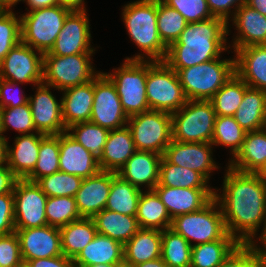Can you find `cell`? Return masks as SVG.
I'll use <instances>...</instances> for the list:
<instances>
[{
	"label": "cell",
	"instance_id": "e7e4bbea",
	"mask_svg": "<svg viewBox=\"0 0 266 267\" xmlns=\"http://www.w3.org/2000/svg\"><path fill=\"white\" fill-rule=\"evenodd\" d=\"M22 0H0L1 9H12V7Z\"/></svg>",
	"mask_w": 266,
	"mask_h": 267
},
{
	"label": "cell",
	"instance_id": "db71d44e",
	"mask_svg": "<svg viewBox=\"0 0 266 267\" xmlns=\"http://www.w3.org/2000/svg\"><path fill=\"white\" fill-rule=\"evenodd\" d=\"M207 3L212 15L223 19L227 23V35H230L229 20L231 16H234L235 11L246 3V0H207ZM231 9L233 10L231 11Z\"/></svg>",
	"mask_w": 266,
	"mask_h": 267
},
{
	"label": "cell",
	"instance_id": "b9f144b4",
	"mask_svg": "<svg viewBox=\"0 0 266 267\" xmlns=\"http://www.w3.org/2000/svg\"><path fill=\"white\" fill-rule=\"evenodd\" d=\"M66 132L94 157L100 159L109 130L89 121L73 124Z\"/></svg>",
	"mask_w": 266,
	"mask_h": 267
},
{
	"label": "cell",
	"instance_id": "60d3db41",
	"mask_svg": "<svg viewBox=\"0 0 266 267\" xmlns=\"http://www.w3.org/2000/svg\"><path fill=\"white\" fill-rule=\"evenodd\" d=\"M59 134L43 135L40 141L39 156L34 170L25 178L37 182L40 178L59 171Z\"/></svg>",
	"mask_w": 266,
	"mask_h": 267
},
{
	"label": "cell",
	"instance_id": "94428289",
	"mask_svg": "<svg viewBox=\"0 0 266 267\" xmlns=\"http://www.w3.org/2000/svg\"><path fill=\"white\" fill-rule=\"evenodd\" d=\"M8 138L0 135V166L7 164V144Z\"/></svg>",
	"mask_w": 266,
	"mask_h": 267
},
{
	"label": "cell",
	"instance_id": "7c38bea8",
	"mask_svg": "<svg viewBox=\"0 0 266 267\" xmlns=\"http://www.w3.org/2000/svg\"><path fill=\"white\" fill-rule=\"evenodd\" d=\"M90 122L109 131L125 127L128 116L113 82L100 72L94 78V100Z\"/></svg>",
	"mask_w": 266,
	"mask_h": 267
},
{
	"label": "cell",
	"instance_id": "277c9868",
	"mask_svg": "<svg viewBox=\"0 0 266 267\" xmlns=\"http://www.w3.org/2000/svg\"><path fill=\"white\" fill-rule=\"evenodd\" d=\"M174 70L188 100H210L234 75L235 56L222 60L217 58Z\"/></svg>",
	"mask_w": 266,
	"mask_h": 267
},
{
	"label": "cell",
	"instance_id": "484cf974",
	"mask_svg": "<svg viewBox=\"0 0 266 267\" xmlns=\"http://www.w3.org/2000/svg\"><path fill=\"white\" fill-rule=\"evenodd\" d=\"M42 133L24 134L15 137L13 147L7 144V165L19 178L25 179L35 168Z\"/></svg>",
	"mask_w": 266,
	"mask_h": 267
},
{
	"label": "cell",
	"instance_id": "7a4b0ae2",
	"mask_svg": "<svg viewBox=\"0 0 266 267\" xmlns=\"http://www.w3.org/2000/svg\"><path fill=\"white\" fill-rule=\"evenodd\" d=\"M227 36V23L221 18L190 22L167 48L164 62L172 69H183L221 58L229 49Z\"/></svg>",
	"mask_w": 266,
	"mask_h": 267
},
{
	"label": "cell",
	"instance_id": "83f0119b",
	"mask_svg": "<svg viewBox=\"0 0 266 267\" xmlns=\"http://www.w3.org/2000/svg\"><path fill=\"white\" fill-rule=\"evenodd\" d=\"M123 262V244L99 233L73 259L74 267L98 264H121Z\"/></svg>",
	"mask_w": 266,
	"mask_h": 267
},
{
	"label": "cell",
	"instance_id": "836d02e7",
	"mask_svg": "<svg viewBox=\"0 0 266 267\" xmlns=\"http://www.w3.org/2000/svg\"><path fill=\"white\" fill-rule=\"evenodd\" d=\"M61 234V249L64 256L72 260L83 250L97 234L92 218L81 217L59 228Z\"/></svg>",
	"mask_w": 266,
	"mask_h": 267
},
{
	"label": "cell",
	"instance_id": "3957f363",
	"mask_svg": "<svg viewBox=\"0 0 266 267\" xmlns=\"http://www.w3.org/2000/svg\"><path fill=\"white\" fill-rule=\"evenodd\" d=\"M122 11L123 23L129 38L141 52L124 60L164 61L167 47L158 34L157 0L129 2L124 5Z\"/></svg>",
	"mask_w": 266,
	"mask_h": 267
},
{
	"label": "cell",
	"instance_id": "6125c7cd",
	"mask_svg": "<svg viewBox=\"0 0 266 267\" xmlns=\"http://www.w3.org/2000/svg\"><path fill=\"white\" fill-rule=\"evenodd\" d=\"M246 4L266 16V0H246Z\"/></svg>",
	"mask_w": 266,
	"mask_h": 267
},
{
	"label": "cell",
	"instance_id": "89a4df30",
	"mask_svg": "<svg viewBox=\"0 0 266 267\" xmlns=\"http://www.w3.org/2000/svg\"><path fill=\"white\" fill-rule=\"evenodd\" d=\"M0 135H2V128H1V109H0Z\"/></svg>",
	"mask_w": 266,
	"mask_h": 267
},
{
	"label": "cell",
	"instance_id": "ba28073f",
	"mask_svg": "<svg viewBox=\"0 0 266 267\" xmlns=\"http://www.w3.org/2000/svg\"><path fill=\"white\" fill-rule=\"evenodd\" d=\"M113 70L103 73L115 85L128 118L150 110L146 95L147 60H125Z\"/></svg>",
	"mask_w": 266,
	"mask_h": 267
},
{
	"label": "cell",
	"instance_id": "7402d4cb",
	"mask_svg": "<svg viewBox=\"0 0 266 267\" xmlns=\"http://www.w3.org/2000/svg\"><path fill=\"white\" fill-rule=\"evenodd\" d=\"M232 19V25L237 30V35L233 37L232 47L234 53L239 49L252 45H266V16L251 8L246 3L242 4L236 11Z\"/></svg>",
	"mask_w": 266,
	"mask_h": 267
},
{
	"label": "cell",
	"instance_id": "8d00e7d4",
	"mask_svg": "<svg viewBox=\"0 0 266 267\" xmlns=\"http://www.w3.org/2000/svg\"><path fill=\"white\" fill-rule=\"evenodd\" d=\"M240 243L220 239L192 246L190 267H218Z\"/></svg>",
	"mask_w": 266,
	"mask_h": 267
},
{
	"label": "cell",
	"instance_id": "e575fe53",
	"mask_svg": "<svg viewBox=\"0 0 266 267\" xmlns=\"http://www.w3.org/2000/svg\"><path fill=\"white\" fill-rule=\"evenodd\" d=\"M143 189L123 180L116 172H112V184L105 209L125 215L136 216L138 201Z\"/></svg>",
	"mask_w": 266,
	"mask_h": 267
},
{
	"label": "cell",
	"instance_id": "d4e9b609",
	"mask_svg": "<svg viewBox=\"0 0 266 267\" xmlns=\"http://www.w3.org/2000/svg\"><path fill=\"white\" fill-rule=\"evenodd\" d=\"M61 97L62 118L66 129L73 124L90 121L94 100V79L64 89Z\"/></svg>",
	"mask_w": 266,
	"mask_h": 267
},
{
	"label": "cell",
	"instance_id": "f35d334b",
	"mask_svg": "<svg viewBox=\"0 0 266 267\" xmlns=\"http://www.w3.org/2000/svg\"><path fill=\"white\" fill-rule=\"evenodd\" d=\"M190 243L173 229L162 231L161 258L168 267H190Z\"/></svg>",
	"mask_w": 266,
	"mask_h": 267
},
{
	"label": "cell",
	"instance_id": "8fae6325",
	"mask_svg": "<svg viewBox=\"0 0 266 267\" xmlns=\"http://www.w3.org/2000/svg\"><path fill=\"white\" fill-rule=\"evenodd\" d=\"M136 150L164 155L172 140L171 113L148 110L128 118Z\"/></svg>",
	"mask_w": 266,
	"mask_h": 267
},
{
	"label": "cell",
	"instance_id": "7bdbcfd3",
	"mask_svg": "<svg viewBox=\"0 0 266 267\" xmlns=\"http://www.w3.org/2000/svg\"><path fill=\"white\" fill-rule=\"evenodd\" d=\"M188 22L176 10L162 0H157V29L160 39L168 48L177 41Z\"/></svg>",
	"mask_w": 266,
	"mask_h": 267
},
{
	"label": "cell",
	"instance_id": "003e7915",
	"mask_svg": "<svg viewBox=\"0 0 266 267\" xmlns=\"http://www.w3.org/2000/svg\"><path fill=\"white\" fill-rule=\"evenodd\" d=\"M85 267H118V264H98Z\"/></svg>",
	"mask_w": 266,
	"mask_h": 267
},
{
	"label": "cell",
	"instance_id": "6f0895ef",
	"mask_svg": "<svg viewBox=\"0 0 266 267\" xmlns=\"http://www.w3.org/2000/svg\"><path fill=\"white\" fill-rule=\"evenodd\" d=\"M22 2H26V5H28L30 9L27 10L28 12L58 5V0H22Z\"/></svg>",
	"mask_w": 266,
	"mask_h": 267
},
{
	"label": "cell",
	"instance_id": "d6986e66",
	"mask_svg": "<svg viewBox=\"0 0 266 267\" xmlns=\"http://www.w3.org/2000/svg\"><path fill=\"white\" fill-rule=\"evenodd\" d=\"M154 191L166 206L171 217L201 210L213 198L214 188H182L155 186Z\"/></svg>",
	"mask_w": 266,
	"mask_h": 267
},
{
	"label": "cell",
	"instance_id": "4dcf8cb0",
	"mask_svg": "<svg viewBox=\"0 0 266 267\" xmlns=\"http://www.w3.org/2000/svg\"><path fill=\"white\" fill-rule=\"evenodd\" d=\"M233 117L246 132L265 129L266 91L249 87Z\"/></svg>",
	"mask_w": 266,
	"mask_h": 267
},
{
	"label": "cell",
	"instance_id": "f546056e",
	"mask_svg": "<svg viewBox=\"0 0 266 267\" xmlns=\"http://www.w3.org/2000/svg\"><path fill=\"white\" fill-rule=\"evenodd\" d=\"M266 160V130L247 132L241 150L228 161L232 169L256 173Z\"/></svg>",
	"mask_w": 266,
	"mask_h": 267
},
{
	"label": "cell",
	"instance_id": "ab89813d",
	"mask_svg": "<svg viewBox=\"0 0 266 267\" xmlns=\"http://www.w3.org/2000/svg\"><path fill=\"white\" fill-rule=\"evenodd\" d=\"M246 133L233 116H216L211 144L229 148L233 159L241 150Z\"/></svg>",
	"mask_w": 266,
	"mask_h": 267
},
{
	"label": "cell",
	"instance_id": "ac0fdd59",
	"mask_svg": "<svg viewBox=\"0 0 266 267\" xmlns=\"http://www.w3.org/2000/svg\"><path fill=\"white\" fill-rule=\"evenodd\" d=\"M15 232L19 237L24 265L29 260L63 255L61 234L57 227L15 228Z\"/></svg>",
	"mask_w": 266,
	"mask_h": 267
},
{
	"label": "cell",
	"instance_id": "52a82bcc",
	"mask_svg": "<svg viewBox=\"0 0 266 267\" xmlns=\"http://www.w3.org/2000/svg\"><path fill=\"white\" fill-rule=\"evenodd\" d=\"M146 95L150 110L171 114L188 101L177 72L164 61H147Z\"/></svg>",
	"mask_w": 266,
	"mask_h": 267
},
{
	"label": "cell",
	"instance_id": "03108f58",
	"mask_svg": "<svg viewBox=\"0 0 266 267\" xmlns=\"http://www.w3.org/2000/svg\"><path fill=\"white\" fill-rule=\"evenodd\" d=\"M256 174L266 181V160L262 167L256 172Z\"/></svg>",
	"mask_w": 266,
	"mask_h": 267
},
{
	"label": "cell",
	"instance_id": "681fc988",
	"mask_svg": "<svg viewBox=\"0 0 266 267\" xmlns=\"http://www.w3.org/2000/svg\"><path fill=\"white\" fill-rule=\"evenodd\" d=\"M218 267H266V261L252 244H239Z\"/></svg>",
	"mask_w": 266,
	"mask_h": 267
},
{
	"label": "cell",
	"instance_id": "a7ac6f4b",
	"mask_svg": "<svg viewBox=\"0 0 266 267\" xmlns=\"http://www.w3.org/2000/svg\"><path fill=\"white\" fill-rule=\"evenodd\" d=\"M118 267H133L132 265L126 264L125 262L118 264Z\"/></svg>",
	"mask_w": 266,
	"mask_h": 267
},
{
	"label": "cell",
	"instance_id": "680465c9",
	"mask_svg": "<svg viewBox=\"0 0 266 267\" xmlns=\"http://www.w3.org/2000/svg\"><path fill=\"white\" fill-rule=\"evenodd\" d=\"M84 0H58V4L71 11H86Z\"/></svg>",
	"mask_w": 266,
	"mask_h": 267
},
{
	"label": "cell",
	"instance_id": "f6af8a7d",
	"mask_svg": "<svg viewBox=\"0 0 266 267\" xmlns=\"http://www.w3.org/2000/svg\"><path fill=\"white\" fill-rule=\"evenodd\" d=\"M82 181L79 176L58 171L40 178L36 183L47 197H75Z\"/></svg>",
	"mask_w": 266,
	"mask_h": 267
},
{
	"label": "cell",
	"instance_id": "ee69618b",
	"mask_svg": "<svg viewBox=\"0 0 266 267\" xmlns=\"http://www.w3.org/2000/svg\"><path fill=\"white\" fill-rule=\"evenodd\" d=\"M45 212L47 224L57 228L81 218L75 197L70 196L47 197Z\"/></svg>",
	"mask_w": 266,
	"mask_h": 267
},
{
	"label": "cell",
	"instance_id": "9c48e42d",
	"mask_svg": "<svg viewBox=\"0 0 266 267\" xmlns=\"http://www.w3.org/2000/svg\"><path fill=\"white\" fill-rule=\"evenodd\" d=\"M70 12L58 4L21 14V42L43 54L49 52Z\"/></svg>",
	"mask_w": 266,
	"mask_h": 267
},
{
	"label": "cell",
	"instance_id": "9f6ffc18",
	"mask_svg": "<svg viewBox=\"0 0 266 267\" xmlns=\"http://www.w3.org/2000/svg\"><path fill=\"white\" fill-rule=\"evenodd\" d=\"M18 177L9 169L8 165L0 166V195L13 193Z\"/></svg>",
	"mask_w": 266,
	"mask_h": 267
},
{
	"label": "cell",
	"instance_id": "1f68e13d",
	"mask_svg": "<svg viewBox=\"0 0 266 267\" xmlns=\"http://www.w3.org/2000/svg\"><path fill=\"white\" fill-rule=\"evenodd\" d=\"M97 233L117 240L123 245L140 229L136 216L103 209L93 218Z\"/></svg>",
	"mask_w": 266,
	"mask_h": 267
},
{
	"label": "cell",
	"instance_id": "816d5d0a",
	"mask_svg": "<svg viewBox=\"0 0 266 267\" xmlns=\"http://www.w3.org/2000/svg\"><path fill=\"white\" fill-rule=\"evenodd\" d=\"M19 84L23 83L10 82L0 78V109L21 106L28 102L29 97L24 92L16 91L15 87Z\"/></svg>",
	"mask_w": 266,
	"mask_h": 267
},
{
	"label": "cell",
	"instance_id": "ffe728a7",
	"mask_svg": "<svg viewBox=\"0 0 266 267\" xmlns=\"http://www.w3.org/2000/svg\"><path fill=\"white\" fill-rule=\"evenodd\" d=\"M59 171L82 179L100 171L98 159L75 141L67 132L59 134Z\"/></svg>",
	"mask_w": 266,
	"mask_h": 267
},
{
	"label": "cell",
	"instance_id": "be15d7a7",
	"mask_svg": "<svg viewBox=\"0 0 266 267\" xmlns=\"http://www.w3.org/2000/svg\"><path fill=\"white\" fill-rule=\"evenodd\" d=\"M133 267H168V266L160 257V258L146 261L144 263L134 265Z\"/></svg>",
	"mask_w": 266,
	"mask_h": 267
},
{
	"label": "cell",
	"instance_id": "7dc6e473",
	"mask_svg": "<svg viewBox=\"0 0 266 267\" xmlns=\"http://www.w3.org/2000/svg\"><path fill=\"white\" fill-rule=\"evenodd\" d=\"M11 127L20 134L39 133L33 124L29 103L17 107H4L1 109L2 135Z\"/></svg>",
	"mask_w": 266,
	"mask_h": 267
},
{
	"label": "cell",
	"instance_id": "4fadbf2b",
	"mask_svg": "<svg viewBox=\"0 0 266 267\" xmlns=\"http://www.w3.org/2000/svg\"><path fill=\"white\" fill-rule=\"evenodd\" d=\"M13 195L15 228H39L48 225L45 212L47 195L36 182L18 179Z\"/></svg>",
	"mask_w": 266,
	"mask_h": 267
},
{
	"label": "cell",
	"instance_id": "5b68a950",
	"mask_svg": "<svg viewBox=\"0 0 266 267\" xmlns=\"http://www.w3.org/2000/svg\"><path fill=\"white\" fill-rule=\"evenodd\" d=\"M171 229L182 235L191 246L235 239L227 232L221 207L215 198L199 211L176 216L172 219Z\"/></svg>",
	"mask_w": 266,
	"mask_h": 267
},
{
	"label": "cell",
	"instance_id": "c3c4849f",
	"mask_svg": "<svg viewBox=\"0 0 266 267\" xmlns=\"http://www.w3.org/2000/svg\"><path fill=\"white\" fill-rule=\"evenodd\" d=\"M169 7L176 9L185 20L198 22L213 18L207 0H162Z\"/></svg>",
	"mask_w": 266,
	"mask_h": 267
},
{
	"label": "cell",
	"instance_id": "f1b7e54d",
	"mask_svg": "<svg viewBox=\"0 0 266 267\" xmlns=\"http://www.w3.org/2000/svg\"><path fill=\"white\" fill-rule=\"evenodd\" d=\"M162 231L140 228L123 245L124 262L137 265L161 257Z\"/></svg>",
	"mask_w": 266,
	"mask_h": 267
},
{
	"label": "cell",
	"instance_id": "2e32d148",
	"mask_svg": "<svg viewBox=\"0 0 266 267\" xmlns=\"http://www.w3.org/2000/svg\"><path fill=\"white\" fill-rule=\"evenodd\" d=\"M46 84L35 86V95L28 96L33 124L44 135H58L67 131L62 118V98L59 102Z\"/></svg>",
	"mask_w": 266,
	"mask_h": 267
},
{
	"label": "cell",
	"instance_id": "74e56055",
	"mask_svg": "<svg viewBox=\"0 0 266 267\" xmlns=\"http://www.w3.org/2000/svg\"><path fill=\"white\" fill-rule=\"evenodd\" d=\"M249 86L236 74L210 99L216 116H234Z\"/></svg>",
	"mask_w": 266,
	"mask_h": 267
},
{
	"label": "cell",
	"instance_id": "cb8c5ba5",
	"mask_svg": "<svg viewBox=\"0 0 266 267\" xmlns=\"http://www.w3.org/2000/svg\"><path fill=\"white\" fill-rule=\"evenodd\" d=\"M235 73L253 89L266 91V45H252L235 52Z\"/></svg>",
	"mask_w": 266,
	"mask_h": 267
},
{
	"label": "cell",
	"instance_id": "f5cc1de1",
	"mask_svg": "<svg viewBox=\"0 0 266 267\" xmlns=\"http://www.w3.org/2000/svg\"><path fill=\"white\" fill-rule=\"evenodd\" d=\"M15 232L14 223V195L6 193L0 195V235Z\"/></svg>",
	"mask_w": 266,
	"mask_h": 267
},
{
	"label": "cell",
	"instance_id": "11a10c76",
	"mask_svg": "<svg viewBox=\"0 0 266 267\" xmlns=\"http://www.w3.org/2000/svg\"><path fill=\"white\" fill-rule=\"evenodd\" d=\"M24 267H74L73 260L64 255L29 260Z\"/></svg>",
	"mask_w": 266,
	"mask_h": 267
},
{
	"label": "cell",
	"instance_id": "8992f818",
	"mask_svg": "<svg viewBox=\"0 0 266 267\" xmlns=\"http://www.w3.org/2000/svg\"><path fill=\"white\" fill-rule=\"evenodd\" d=\"M95 53L67 56L43 54V84L58 91L82 85L93 80L101 71L93 68Z\"/></svg>",
	"mask_w": 266,
	"mask_h": 267
},
{
	"label": "cell",
	"instance_id": "9a60e30c",
	"mask_svg": "<svg viewBox=\"0 0 266 267\" xmlns=\"http://www.w3.org/2000/svg\"><path fill=\"white\" fill-rule=\"evenodd\" d=\"M90 21L86 11H71L56 38L49 55L67 56L72 54L95 53L91 47Z\"/></svg>",
	"mask_w": 266,
	"mask_h": 267
},
{
	"label": "cell",
	"instance_id": "4316f807",
	"mask_svg": "<svg viewBox=\"0 0 266 267\" xmlns=\"http://www.w3.org/2000/svg\"><path fill=\"white\" fill-rule=\"evenodd\" d=\"M136 151L128 126L109 131L103 152L98 160L102 171L118 172Z\"/></svg>",
	"mask_w": 266,
	"mask_h": 267
},
{
	"label": "cell",
	"instance_id": "d590c367",
	"mask_svg": "<svg viewBox=\"0 0 266 267\" xmlns=\"http://www.w3.org/2000/svg\"><path fill=\"white\" fill-rule=\"evenodd\" d=\"M209 181L199 172L170 163L164 156L159 167V181L156 186L182 188H211Z\"/></svg>",
	"mask_w": 266,
	"mask_h": 267
},
{
	"label": "cell",
	"instance_id": "f907efd6",
	"mask_svg": "<svg viewBox=\"0 0 266 267\" xmlns=\"http://www.w3.org/2000/svg\"><path fill=\"white\" fill-rule=\"evenodd\" d=\"M0 267H24L16 232L0 235Z\"/></svg>",
	"mask_w": 266,
	"mask_h": 267
},
{
	"label": "cell",
	"instance_id": "d6a6232c",
	"mask_svg": "<svg viewBox=\"0 0 266 267\" xmlns=\"http://www.w3.org/2000/svg\"><path fill=\"white\" fill-rule=\"evenodd\" d=\"M136 218L140 228L164 231L171 228L172 219L154 190L142 191Z\"/></svg>",
	"mask_w": 266,
	"mask_h": 267
},
{
	"label": "cell",
	"instance_id": "5bb4252c",
	"mask_svg": "<svg viewBox=\"0 0 266 267\" xmlns=\"http://www.w3.org/2000/svg\"><path fill=\"white\" fill-rule=\"evenodd\" d=\"M43 53L20 42L0 63V78L16 83L43 82Z\"/></svg>",
	"mask_w": 266,
	"mask_h": 267
},
{
	"label": "cell",
	"instance_id": "91938a15",
	"mask_svg": "<svg viewBox=\"0 0 266 267\" xmlns=\"http://www.w3.org/2000/svg\"><path fill=\"white\" fill-rule=\"evenodd\" d=\"M262 232L261 234H259L260 236H258L255 239L258 240H254L251 244L252 246L260 253V255L264 258V260L266 261V222H265V226L263 229H261ZM258 241H260L259 243L262 245H258L259 243H257ZM257 243V244H256Z\"/></svg>",
	"mask_w": 266,
	"mask_h": 267
},
{
	"label": "cell",
	"instance_id": "bcb514c9",
	"mask_svg": "<svg viewBox=\"0 0 266 267\" xmlns=\"http://www.w3.org/2000/svg\"><path fill=\"white\" fill-rule=\"evenodd\" d=\"M21 42V17L12 9L0 8V63Z\"/></svg>",
	"mask_w": 266,
	"mask_h": 267
},
{
	"label": "cell",
	"instance_id": "603a6c76",
	"mask_svg": "<svg viewBox=\"0 0 266 267\" xmlns=\"http://www.w3.org/2000/svg\"><path fill=\"white\" fill-rule=\"evenodd\" d=\"M163 155L136 150L117 172L123 180L139 189L154 190L159 181V167Z\"/></svg>",
	"mask_w": 266,
	"mask_h": 267
},
{
	"label": "cell",
	"instance_id": "44dd1931",
	"mask_svg": "<svg viewBox=\"0 0 266 267\" xmlns=\"http://www.w3.org/2000/svg\"><path fill=\"white\" fill-rule=\"evenodd\" d=\"M112 184V171L100 170L91 177L84 178L75 195L77 209L81 217L93 218L105 209Z\"/></svg>",
	"mask_w": 266,
	"mask_h": 267
},
{
	"label": "cell",
	"instance_id": "30bf717a",
	"mask_svg": "<svg viewBox=\"0 0 266 267\" xmlns=\"http://www.w3.org/2000/svg\"><path fill=\"white\" fill-rule=\"evenodd\" d=\"M215 111L210 100H188L171 114L172 140L187 143H211Z\"/></svg>",
	"mask_w": 266,
	"mask_h": 267
},
{
	"label": "cell",
	"instance_id": "6da1fadb",
	"mask_svg": "<svg viewBox=\"0 0 266 267\" xmlns=\"http://www.w3.org/2000/svg\"><path fill=\"white\" fill-rule=\"evenodd\" d=\"M226 169L222 190L215 188L214 198L221 207L228 234L240 244H251L266 222V181L256 173L230 166Z\"/></svg>",
	"mask_w": 266,
	"mask_h": 267
},
{
	"label": "cell",
	"instance_id": "e0dca14e",
	"mask_svg": "<svg viewBox=\"0 0 266 267\" xmlns=\"http://www.w3.org/2000/svg\"><path fill=\"white\" fill-rule=\"evenodd\" d=\"M213 145L211 143H187L171 140L164 157L172 164L189 168L201 173L208 181L210 174L219 169L213 160Z\"/></svg>",
	"mask_w": 266,
	"mask_h": 267
}]
</instances>
